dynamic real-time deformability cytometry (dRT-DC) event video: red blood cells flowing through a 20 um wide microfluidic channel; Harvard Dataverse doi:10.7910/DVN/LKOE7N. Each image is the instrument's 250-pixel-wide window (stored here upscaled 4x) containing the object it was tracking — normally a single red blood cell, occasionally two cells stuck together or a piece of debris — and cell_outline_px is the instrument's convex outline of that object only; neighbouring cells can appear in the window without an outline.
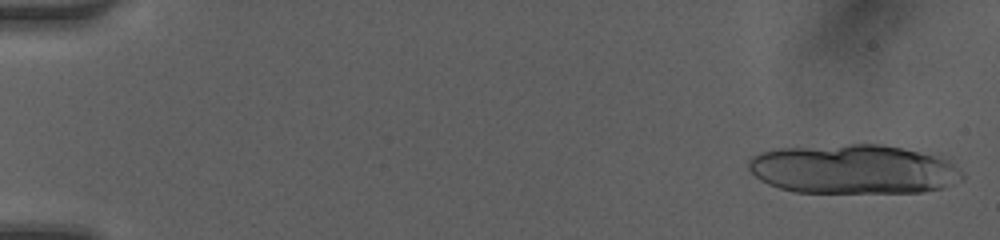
{"species": "human", "species_latin": "Homo sapiens", "temperature_condition": "room temperature", "stored_images_in_passage": 15, "camera_frame_rate_fps": 3000, "um_per_image_px": 0.085, "donor": {"sex": "female"}, "frame": {"image": 1, "passage_image": 1, "time_ms": 0.0, "image_size_px": [1000, 240], "cell_outline_px": [[964, 180], [944, 188], [924, 192], [796, 192], [780, 188], [768, 184], [760, 180], [748, 168], [748, 160], [752, 156], [760, 152], [776, 148], [848, 144], [884, 144], [952, 156], [964, 172]], "centroid_in_image_um": [72.71, 14.36], "position_along_channel_um": 12.3, "area_um2": 63.18}}